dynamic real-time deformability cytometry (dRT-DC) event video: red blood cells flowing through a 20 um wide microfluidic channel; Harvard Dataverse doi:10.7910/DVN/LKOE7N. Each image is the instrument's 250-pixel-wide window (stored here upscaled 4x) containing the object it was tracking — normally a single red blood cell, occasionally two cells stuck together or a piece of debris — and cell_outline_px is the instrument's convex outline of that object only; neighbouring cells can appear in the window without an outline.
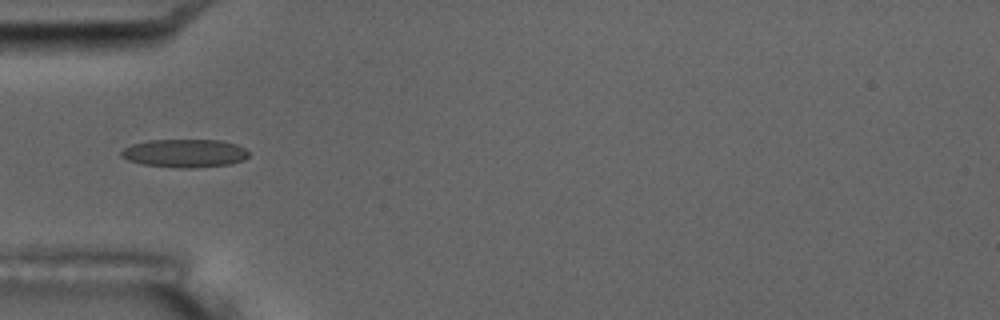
{"species": "common noctule bat (a hibernating species)", "species_latin": "Nyctalus noctula", "temperature_condition": "room temperature", "stored_images_in_passage": 9, "camera_frame_rate_fps": 3000, "um_per_image_px": 0.085, "animal": {"sex": "male", "body_mass_g": 17.5, "forearm_length_mm": 52.3}, "frame": {"image": 1, "passage_image": 3, "time_ms": 2.0, "image_size_px": [1000, 320], "cell_outline_px": [[248, 156], [244, 160], [232, 164], [192, 168], [176, 168], [144, 164], [128, 160], [120, 156], [120, 152], [124, 148], [132, 144], [148, 140], [220, 140], [236, 144], [244, 148], [248, 152]], "centroid_in_image_um": [15.7, 13.03], "position_along_channel_um": 69.3, "area_um2": 21.04}}
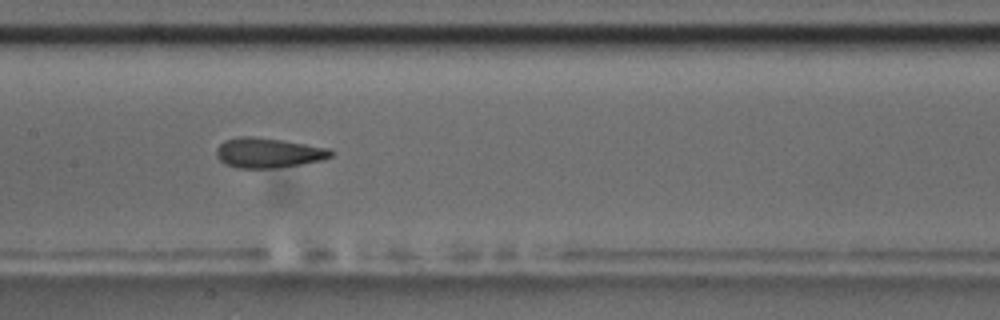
{"frame": {"image": 2, "passage_image": 6, "time_ms": 5.333, "image_size_px": [1000, 320], "cell_outline_px": [[332, 156], [324, 160], [300, 164], [272, 168], [236, 168], [224, 164], [216, 156], [216, 148], [224, 140], [240, 136], [252, 136], [284, 140], [328, 148], [332, 152]], "centroid_in_image_um": [22.77, 12.98], "position_along_channel_um": 184.6, "area_um2": 20.06}}
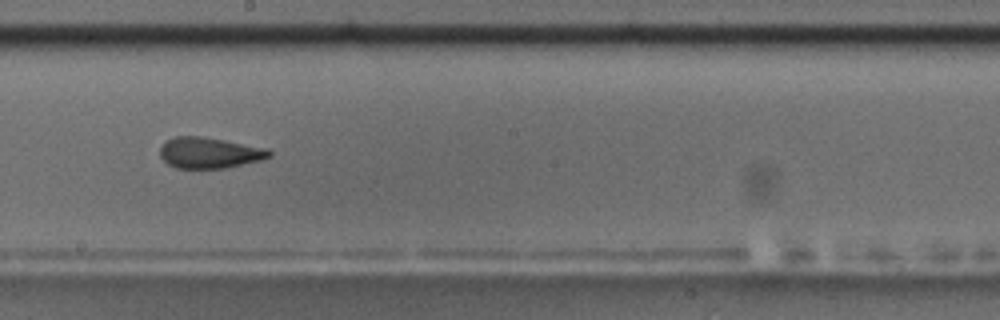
{"frame": {"image": 3, "passage_image": 7, "time_ms": 6.667, "image_size_px": [1000, 320], "cell_outline_px": [[272, 156], [264, 160], [228, 168], [176, 168], [168, 164], [160, 156], [160, 148], [168, 140], [176, 136], [200, 136], [224, 140], [268, 148], [272, 152]], "centroid_in_image_um": [17.86, 13.0], "position_along_channel_um": 230.3, "area_um2": 19.83}}